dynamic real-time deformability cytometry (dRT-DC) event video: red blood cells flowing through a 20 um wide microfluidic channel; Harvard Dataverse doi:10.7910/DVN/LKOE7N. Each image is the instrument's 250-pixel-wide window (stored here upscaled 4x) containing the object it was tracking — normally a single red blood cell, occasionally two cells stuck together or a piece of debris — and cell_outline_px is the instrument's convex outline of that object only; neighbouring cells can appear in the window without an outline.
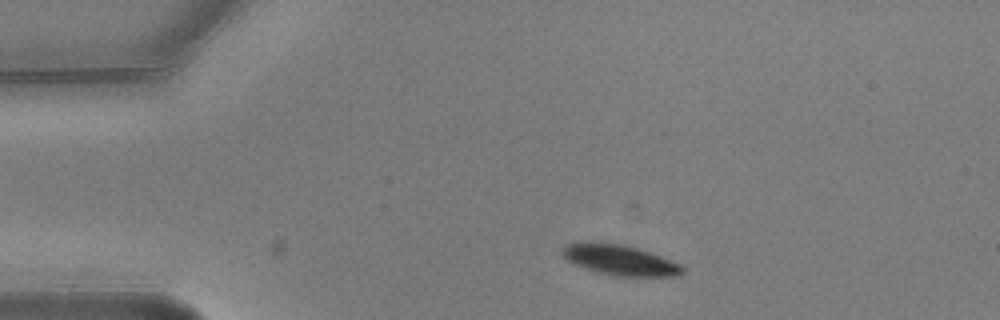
{"species": "common noctule bat (a hibernating species)", "species_latin": "Nyctalus noctula", "temperature_condition": "warm", "stored_images_in_passage": 6, "camera_frame_rate_fps": 3000, "um_per_image_px": 0.085, "animal": {"sex": "male", "body_mass_g": 20.5, "forearm_length_mm": 52.5}, "frame": {"image": 1, "passage_image": 1, "time_ms": 0.0, "image_size_px": [1000, 320], "cell_outline_px": [[684, 272], [676, 276], [616, 276], [596, 272], [572, 264], [560, 252], [560, 248], [564, 244], [576, 240], [592, 240], [624, 244], [660, 256], [680, 264], [684, 268]], "centroid_in_image_um": [52.56, 22.06], "position_along_channel_um": 32.4, "area_um2": 21.85}}
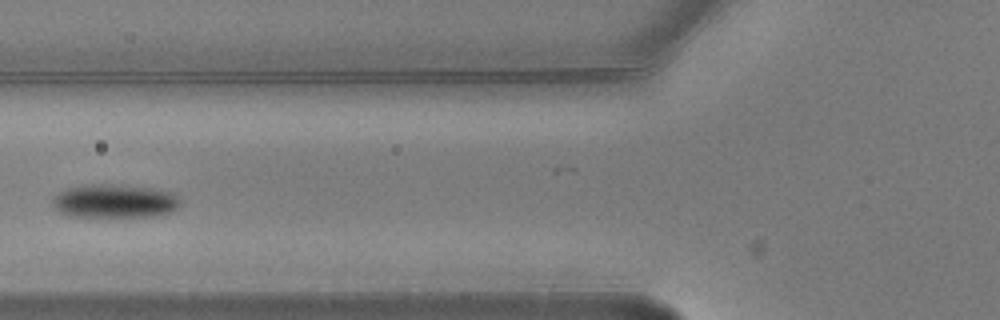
{"frame": {"image": 2, "passage_image": 4, "time_ms": 1.0, "image_size_px": [1000, 320], "cell_outline_px": [[180, 208], [172, 212], [152, 216], [108, 220], [104, 220], [72, 216], [60, 212], [52, 204], [52, 200], [64, 188], [100, 184], [104, 184], [152, 188], [168, 192], [180, 196]], "centroid_in_image_um": [9.76, 17.16], "position_along_channel_um": 116.0, "area_um2": 25.89}}
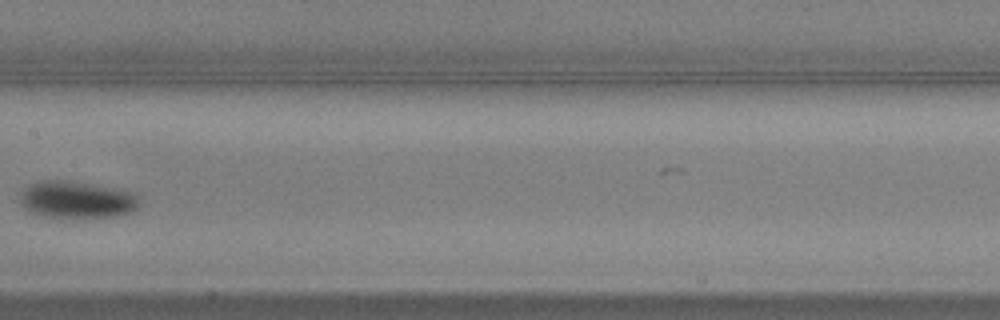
{"frame": {"image": 3, "passage_image": 6, "time_ms": 1.667, "image_size_px": [1000, 320], "cell_outline_px": [[140, 204], [132, 212], [120, 216], [84, 220], [60, 220], [44, 216], [32, 212], [24, 204], [24, 188], [40, 180], [60, 180], [88, 184], [136, 192], [140, 200]], "centroid_in_image_um": [6.64, 17.04], "position_along_channel_um": 200.8, "area_um2": 26.24}}